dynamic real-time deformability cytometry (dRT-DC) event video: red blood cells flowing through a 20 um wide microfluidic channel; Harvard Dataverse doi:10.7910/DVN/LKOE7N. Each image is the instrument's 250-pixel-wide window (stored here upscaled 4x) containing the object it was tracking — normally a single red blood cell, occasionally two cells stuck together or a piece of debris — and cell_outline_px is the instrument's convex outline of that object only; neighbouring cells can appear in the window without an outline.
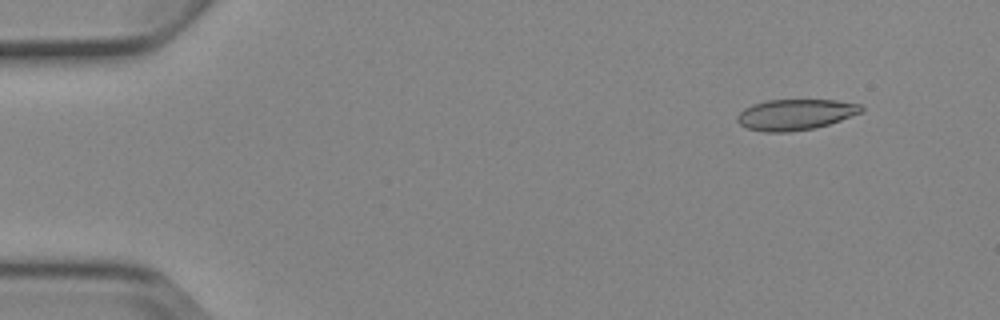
{"species": "Egyptian fruit bat (a non-hibernating species)", "species_latin": "Rousettus aegyptiacus", "temperature_condition": "cold", "stored_images_in_passage": 3, "segment_of_instrument_passage": [2, 2], "camera_frame_rate_fps": 3000, "um_per_image_px": 0.085, "animal": {"sex": "female"}, "frame": {"image": 1, "passage_image": 3, "time_ms": 2.333, "image_size_px": [1000, 320], "cell_outline_px": [[864, 112], [816, 128], [788, 132], [764, 132], [748, 128], [740, 124], [736, 120], [736, 116], [744, 108], [752, 104], [764, 100], [836, 100], [860, 104], [864, 108]], "centroid_in_image_um": [67.61, 9.73], "position_along_channel_um": 17.4, "area_um2": 22.43}}